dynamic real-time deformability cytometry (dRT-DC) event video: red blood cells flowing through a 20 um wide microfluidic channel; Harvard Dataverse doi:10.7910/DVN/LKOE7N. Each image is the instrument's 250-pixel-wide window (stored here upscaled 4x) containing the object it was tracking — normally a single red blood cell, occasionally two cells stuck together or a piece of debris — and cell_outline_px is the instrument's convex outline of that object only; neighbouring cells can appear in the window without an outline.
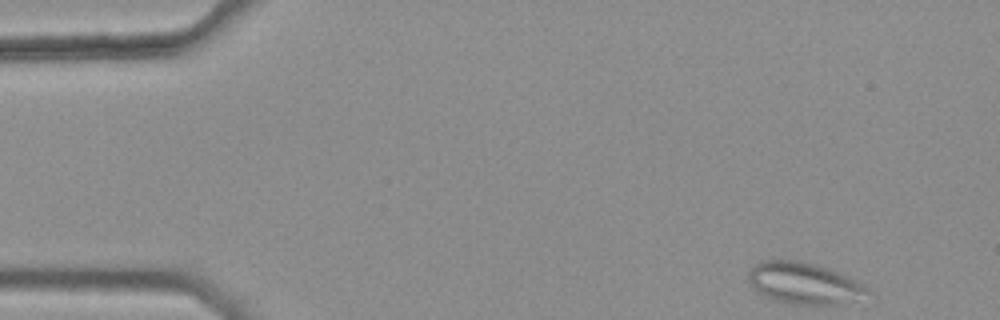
{"species": "common noctule bat (a hibernating species)", "species_latin": "Nyctalus noctula", "temperature_condition": "warm", "stored_images_in_passage": 40, "camera_frame_rate_fps": 3000, "um_per_image_px": 0.085, "animal": {"sex": "female", "body_mass_g": 25.1}, "frame": {"image": 1, "passage_image": 1, "time_ms": 0.0, "image_size_px": [1000, 320], "cell_outline_px": [[872, 296], [840, 304], [792, 304], [764, 296], [752, 288], [748, 280], [748, 272], [760, 260], [796, 260], [816, 264], [828, 268], [848, 276], [856, 280], [868, 288], [872, 292]], "centroid_in_image_um": [68.38, 24.07], "position_along_channel_um": 16.6, "area_um2": 29.02}}
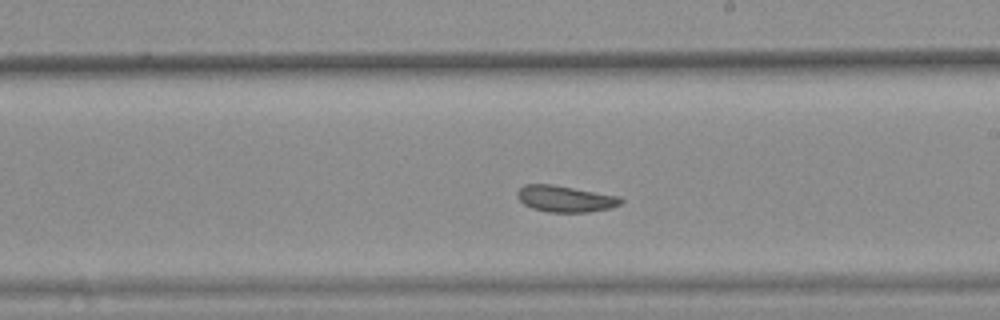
{"frame": {"image": 2, "passage_image": 27, "time_ms": 8.667, "image_size_px": [1000, 320], "cell_outline_px": [[624, 200], [620, 204], [612, 208], [588, 212], [548, 212], [532, 208], [524, 204], [516, 196], [516, 192], [524, 184], [552, 184], [620, 196]], "centroid_in_image_um": [48.05, 16.89], "position_along_channel_um": 241.0, "area_um2": 16.01}}
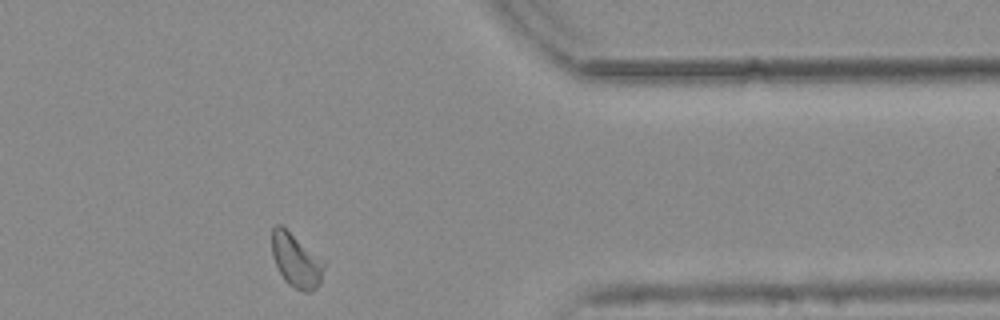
{"frame": {"image": 3, "passage_image": 40, "time_ms": 13.0, "image_size_px": [1000, 320], "cell_outline_px": [[324, 268], [320, 284], [312, 292], [304, 292], [288, 284], [284, 280], [272, 256], [272, 228], [276, 224], [280, 224], [324, 260]], "centroid_in_image_um": [25.17, 22.15], "position_along_channel_um": 386.2, "area_um2": 16.24}, "authors_computed_cell_mechanics": {"area_um2": 16.6175, "velocity_mm_per_s": 3.7505, "shape_relaxation_time_tau1_ms": null, "shape_relaxation_time_tau2_ms": 1.4265, "deformation_change_tau1": null, "deformation_change_tau2": 0.0656}}